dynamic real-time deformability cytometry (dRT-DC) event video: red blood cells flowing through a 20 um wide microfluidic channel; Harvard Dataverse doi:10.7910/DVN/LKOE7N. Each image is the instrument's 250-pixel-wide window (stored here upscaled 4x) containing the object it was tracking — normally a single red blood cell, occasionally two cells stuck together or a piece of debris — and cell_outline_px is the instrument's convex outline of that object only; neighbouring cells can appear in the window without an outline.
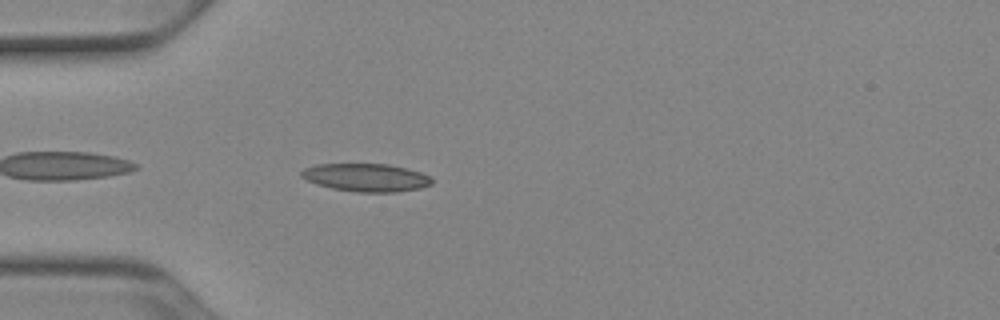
{"species": "Egyptian fruit bat (a non-hibernating species)", "species_latin": "Rousettus aegyptiacus", "temperature_condition": "cold", "stored_images_in_passage": 38, "camera_frame_rate_fps": 3000, "um_per_image_px": 0.085, "animal": {"sex": "female"}, "frame": {"image": 1, "passage_image": 2, "time_ms": 0.333, "image_size_px": [1000, 320], "cell_outline_px": [[432, 184], [420, 188], [396, 192], [356, 192], [332, 188], [316, 184], [300, 176], [300, 172], [304, 168], [316, 164], [388, 164], [420, 172], [428, 176], [432, 180]], "centroid_in_image_um": [31.09, 15.09], "position_along_channel_um": 53.9, "area_um2": 21.15}}
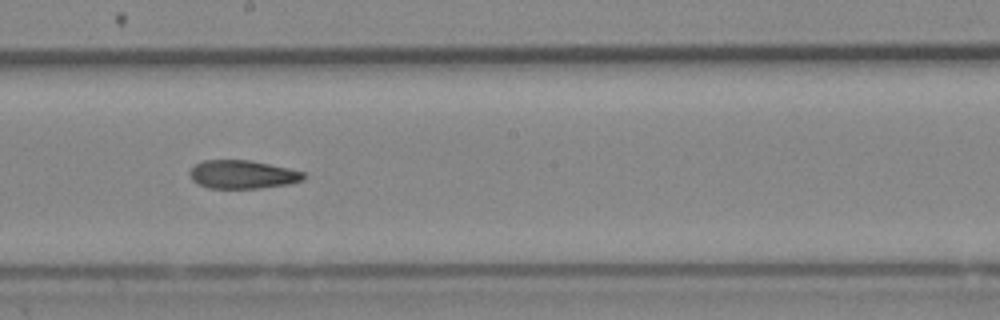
{"frame": {"image": 2, "passage_image": 16, "time_ms": 5.0, "image_size_px": [1000, 320], "cell_outline_px": [[304, 180], [288, 184], [260, 188], [208, 188], [192, 180], [188, 172], [196, 164], [204, 160], [252, 160], [288, 168], [304, 172]], "centroid_in_image_um": [20.61, 14.82], "position_along_channel_um": 227.6, "area_um2": 18.79}}
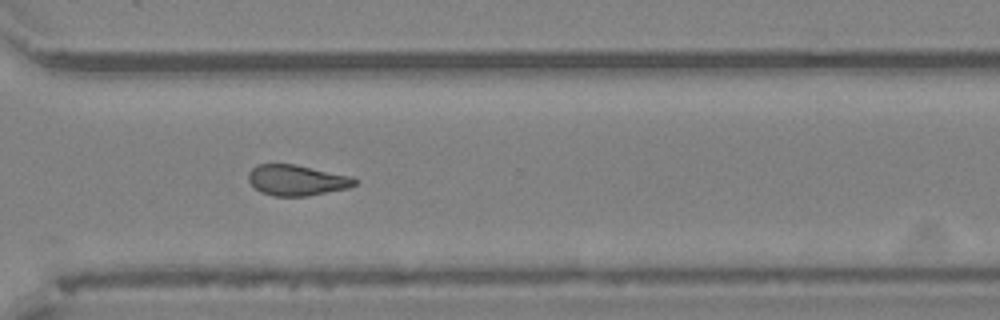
{"frame": {"image": 3, "passage_image": 25, "time_ms": 8.0, "image_size_px": [1000, 320], "cell_outline_px": [[356, 184], [348, 188], [304, 196], [272, 196], [260, 192], [248, 180], [248, 172], [256, 164], [296, 164], [352, 176], [356, 180]], "centroid_in_image_um": [25.2, 15.3], "position_along_channel_um": 345.4, "area_um2": 19.02}, "authors_computed_cell_mechanics": {"area_um2": 19.3052, "velocity_mm_per_s": 3.9274, "shape_relaxation_time_tau1_ms": null, "shape_relaxation_time_tau2_ms": 7.2279, "deformation_change_tau1": null, "deformation_change_tau2": 0.1402}}